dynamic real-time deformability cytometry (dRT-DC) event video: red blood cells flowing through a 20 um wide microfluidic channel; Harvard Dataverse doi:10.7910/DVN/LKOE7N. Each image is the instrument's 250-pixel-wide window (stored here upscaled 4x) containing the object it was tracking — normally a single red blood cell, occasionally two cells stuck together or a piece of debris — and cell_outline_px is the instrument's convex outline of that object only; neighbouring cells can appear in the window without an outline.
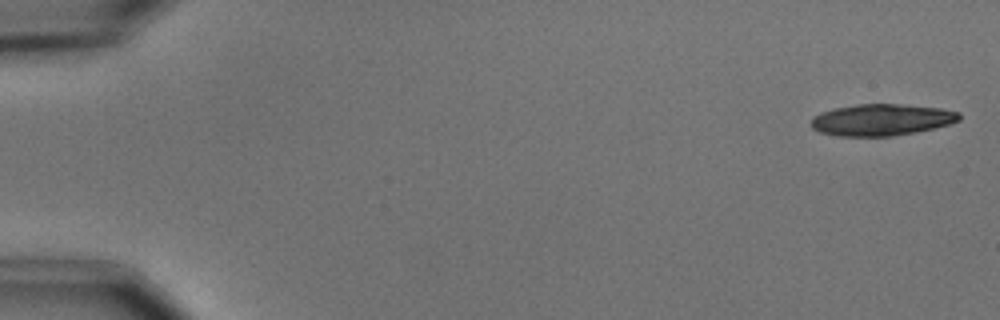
{"species": "common noctule bat (a hibernating species)", "species_latin": "Nyctalus noctula", "temperature_condition": "cold", "stored_images_in_passage": 5, "camera_frame_rate_fps": 3000, "um_per_image_px": 0.085, "animal": {"sex": "male", "body_mass_g": 15.6}, "frame": {"image": 1, "passage_image": 1, "time_ms": 0.0, "image_size_px": [1000, 320], "cell_outline_px": [[960, 120], [936, 128], [916, 132], [892, 136], [840, 136], [820, 132], [812, 128], [812, 116], [820, 112], [836, 108], [860, 104], [900, 104], [940, 108], [960, 112]], "centroid_in_image_um": [74.94, 10.18], "position_along_channel_um": 10.1, "area_um2": 27.22}}
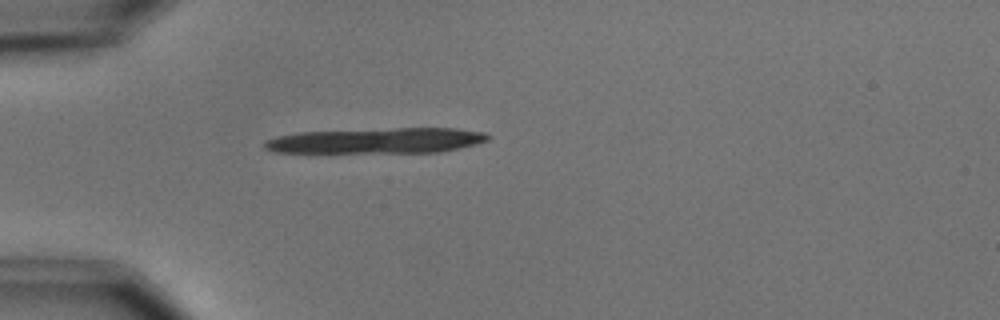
{"frame": {"image": 2, "passage_image": 5, "time_ms": 4.667, "image_size_px": [1000, 320], "cell_outline_px": [[492, 136], [488, 140], [476, 144], [460, 148], [440, 152], [272, 152], [264, 148], [264, 140], [276, 136], [300, 132], [396, 128], [456, 128], [484, 132]], "centroid_in_image_um": [32.05, 11.95], "position_along_channel_um": 53.0, "area_um2": 33.12}}